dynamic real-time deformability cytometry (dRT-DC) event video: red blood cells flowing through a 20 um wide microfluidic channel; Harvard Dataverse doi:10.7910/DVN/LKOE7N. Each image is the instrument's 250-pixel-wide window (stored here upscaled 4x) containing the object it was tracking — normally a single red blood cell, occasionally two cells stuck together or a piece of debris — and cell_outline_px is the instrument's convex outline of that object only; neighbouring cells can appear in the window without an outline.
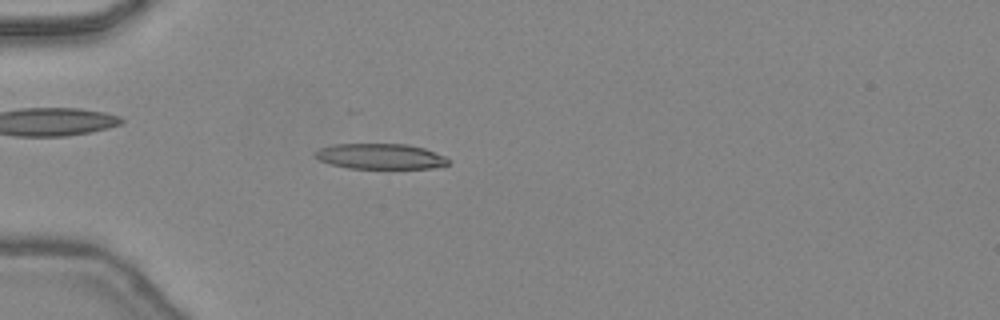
{"species": "common noctule bat (a hibernating species)", "species_latin": "Nyctalus noctula", "temperature_condition": "warm", "stored_images_in_passage": 40, "camera_frame_rate_fps": 3000, "um_per_image_px": 0.085, "animal": {"sex": "female", "body_mass_g": 24.6, "forearm_length_mm": 56.2}, "frame": {"image": 1, "passage_image": 13, "time_ms": 4.0, "image_size_px": [1000, 320], "cell_outline_px": [[448, 164], [432, 168], [348, 168], [332, 164], [320, 160], [312, 152], [320, 148], [332, 144], [408, 144], [424, 148], [444, 156], [448, 160]], "centroid_in_image_um": [32.3, 13.28], "position_along_channel_um": 52.7, "area_um2": 19.59}}
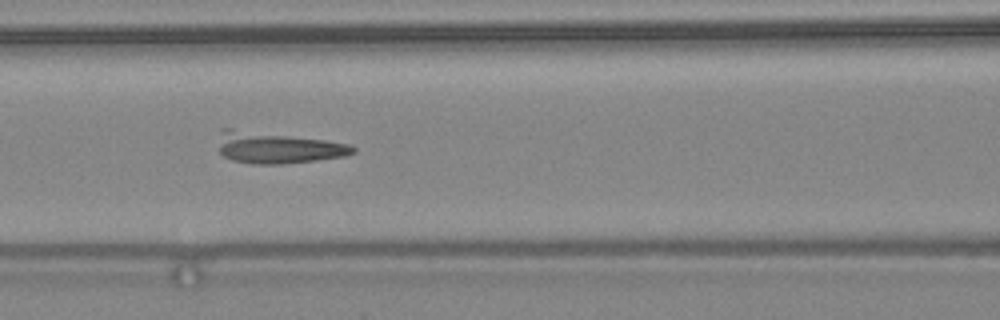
{"frame": {"image": 2, "passage_image": 20, "time_ms": 6.333, "image_size_px": [1000, 320], "cell_outline_px": [[356, 152], [348, 156], [316, 160], [280, 164], [252, 164], [232, 160], [224, 156], [220, 152], [220, 128], [232, 128], [324, 140], [352, 144], [356, 148]], "centroid_in_image_um": [23.6, 12.55], "position_along_channel_um": 143.0, "area_um2": 24.62}}
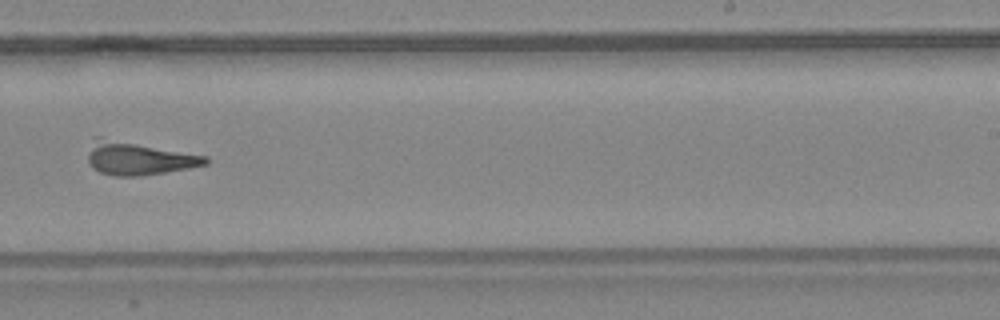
{"frame": {"image": 3, "passage_image": 29, "time_ms": 9.333, "image_size_px": [1000, 320], "cell_outline_px": [[208, 164], [188, 168], [140, 176], [112, 176], [100, 172], [92, 168], [88, 164], [88, 156], [96, 136], [100, 136], [208, 156]], "centroid_in_image_um": [11.76, 13.46], "position_along_channel_um": 277.2, "area_um2": 22.66}}